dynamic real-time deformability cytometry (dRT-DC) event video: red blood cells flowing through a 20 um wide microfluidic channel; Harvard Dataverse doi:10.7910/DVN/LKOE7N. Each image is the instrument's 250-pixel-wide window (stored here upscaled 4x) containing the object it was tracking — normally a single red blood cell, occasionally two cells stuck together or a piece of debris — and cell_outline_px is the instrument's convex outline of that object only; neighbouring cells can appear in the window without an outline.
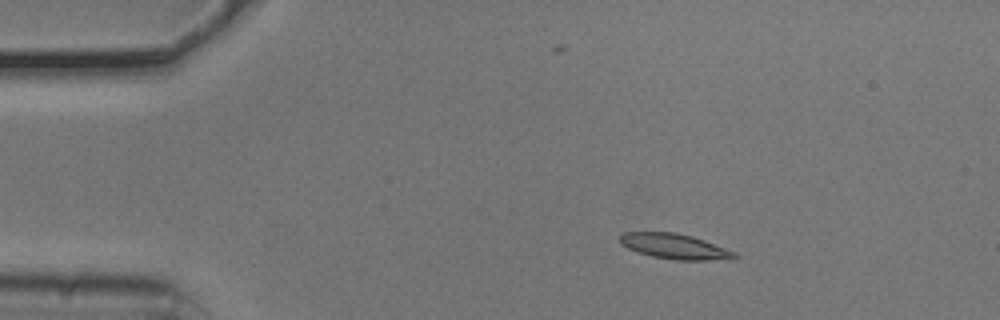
{"species": "common noctule bat (a hibernating species)", "species_latin": "Nyctalus noctula", "temperature_condition": "cold", "stored_images_in_passage": 46, "camera_frame_rate_fps": 3000, "um_per_image_px": 0.085, "animal": {"sex": "male", "body_mass_g": 20.5, "forearm_length_mm": 52.5}, "frame": {"image": 1, "passage_image": 1, "time_ms": 0.0, "image_size_px": [1000, 320], "cell_outline_px": [[740, 256], [708, 260], [676, 260], [652, 256], [636, 252], [620, 244], [620, 236], [624, 232], [676, 232], [692, 236], [704, 240], [736, 252]], "centroid_in_image_um": [57.3, 20.93], "position_along_channel_um": 27.7, "area_um2": 16.7}}
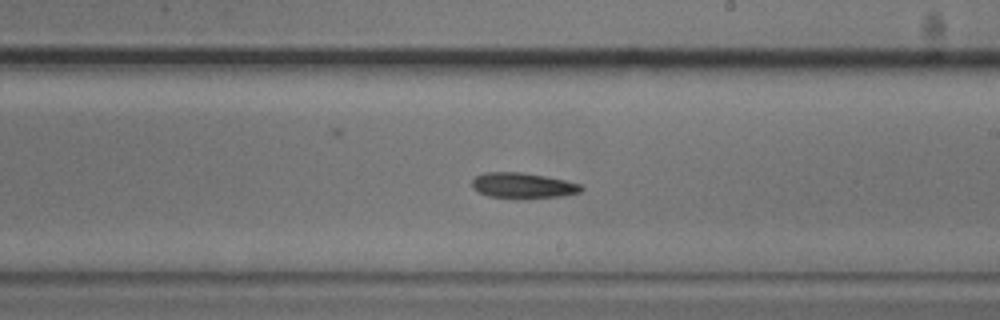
{"frame": {"image": 2, "passage_image": 23, "time_ms": 7.333, "image_size_px": [1000, 320], "cell_outline_px": [[584, 188], [580, 192], [564, 196], [520, 200], [488, 196], [472, 188], [472, 180], [476, 176], [484, 172], [520, 172], [544, 176], [564, 180], [580, 184]], "centroid_in_image_um": [44.44, 15.8], "position_along_channel_um": 244.6, "area_um2": 16.59}}
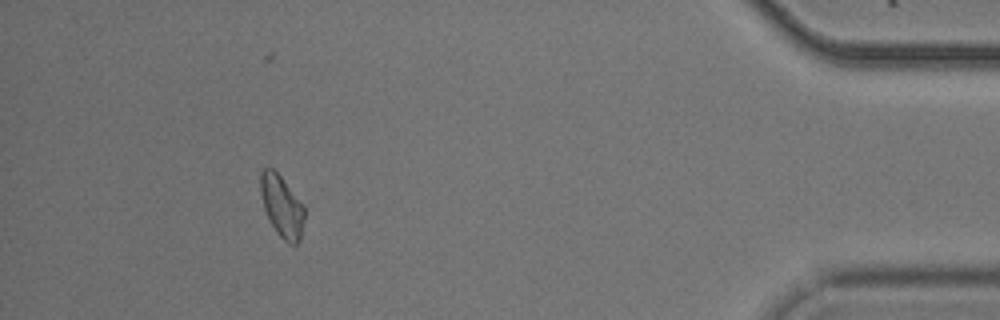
{"frame": {"image": 3, "passage_image": 41, "time_ms": 13.333, "image_size_px": [1000, 320], "cell_outline_px": [[304, 220], [300, 240], [296, 244], [288, 244], [276, 232], [264, 208], [260, 192], [260, 172], [264, 168], [272, 168], [280, 176], [304, 208]], "centroid_in_image_um": [23.94, 17.55], "position_along_channel_um": 411.3, "area_um2": 15.37}, "authors_computed_cell_mechanics": {"area_um2": 16.2707, "velocity_mm_per_s": 3.7498, "shape_relaxation_time_tau1_ms": 2.3893, "shape_relaxation_time_tau2_ms": null, "deformation_change_tau1": 0.1164, "deformation_change_tau2": null}}